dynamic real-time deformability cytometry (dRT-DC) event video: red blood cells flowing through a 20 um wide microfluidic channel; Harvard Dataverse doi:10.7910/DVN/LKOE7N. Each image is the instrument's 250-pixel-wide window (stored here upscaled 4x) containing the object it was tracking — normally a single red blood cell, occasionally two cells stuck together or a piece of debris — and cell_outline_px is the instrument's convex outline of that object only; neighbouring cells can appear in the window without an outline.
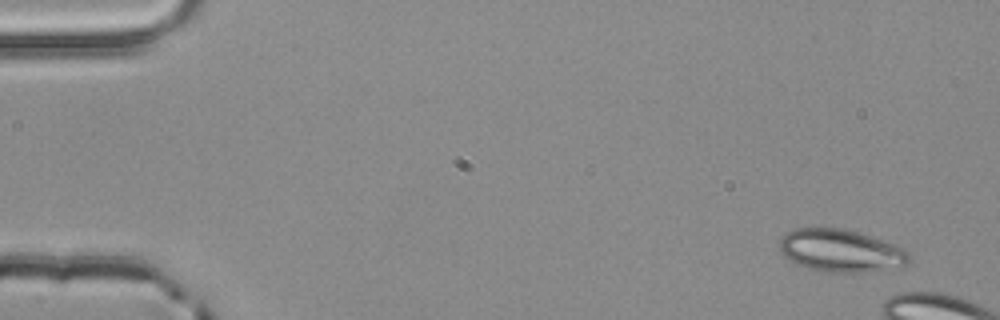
{"species": "common noctule bat (a hibernating species)", "species_latin": "Nyctalus noctula", "temperature_condition": "room temperature", "stored_images_in_passage": 4, "camera_frame_rate_fps": 3000, "um_per_image_px": 0.085, "animal": {"sex": "male", "body_mass_g": 20.4}, "frame": {"image": 1, "passage_image": 1, "time_ms": 0.0, "image_size_px": [1000, 320], "cell_outline_px": [[912, 260], [900, 268], [864, 272], [820, 272], [800, 264], [784, 256], [780, 252], [780, 240], [788, 232], [796, 228], [844, 228], [884, 240], [904, 248], [912, 256]], "centroid_in_image_um": [71.54, 21.31], "position_along_channel_um": 13.5, "area_um2": 32.25}}